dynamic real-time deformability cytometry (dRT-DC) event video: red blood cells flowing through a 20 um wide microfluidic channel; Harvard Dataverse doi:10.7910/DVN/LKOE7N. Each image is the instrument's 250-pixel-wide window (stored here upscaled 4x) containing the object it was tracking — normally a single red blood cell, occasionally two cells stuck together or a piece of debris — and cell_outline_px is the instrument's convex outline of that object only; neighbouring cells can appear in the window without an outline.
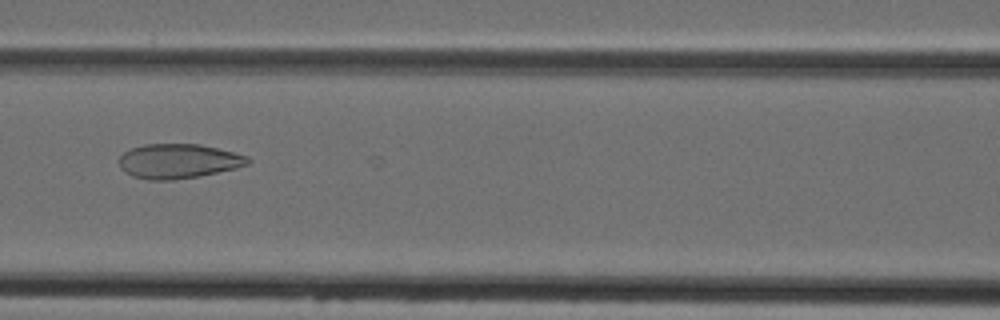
{"species": "Egyptian fruit bat (a non-hibernating species)", "species_latin": "Rousettus aegyptiacus", "temperature_condition": "cold", "stored_images_in_passage": 4, "camera_frame_rate_fps": 3000, "um_per_image_px": 0.085, "animal": {"sex": "female"}, "frame": {"image": 1, "passage_image": 3, "time_ms": 2.667, "image_size_px": [1000, 320], "cell_outline_px": [[252, 160], [248, 164], [236, 168], [200, 176], [172, 180], [148, 180], [132, 176], [124, 172], [120, 168], [120, 156], [124, 152], [132, 148], [144, 144], [200, 144], [248, 156]], "centroid_in_image_um": [15.15, 13.7], "position_along_channel_um": 151.4, "area_um2": 25.95}}